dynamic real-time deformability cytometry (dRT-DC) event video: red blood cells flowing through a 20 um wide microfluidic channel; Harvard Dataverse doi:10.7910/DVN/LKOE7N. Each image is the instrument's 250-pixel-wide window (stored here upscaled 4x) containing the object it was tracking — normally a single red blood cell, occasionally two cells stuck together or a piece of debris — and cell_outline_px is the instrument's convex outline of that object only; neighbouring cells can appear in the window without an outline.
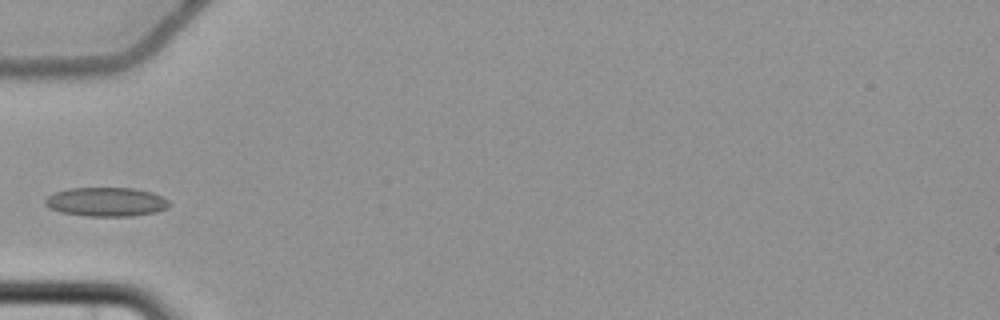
{"species": "common noctule bat (a hibernating species)", "species_latin": "Nyctalus noctula", "temperature_condition": "cold", "stored_images_in_passage": 6, "camera_frame_rate_fps": 3000, "um_per_image_px": 0.085, "animal": {"sex": "female", "body_mass_g": 22.7, "forearm_length_mm": 54.2}, "frame": {"image": 1, "passage_image": 4, "time_ms": 4.667, "image_size_px": [1000, 320], "cell_outline_px": [[168, 208], [156, 212], [132, 216], [84, 216], [60, 212], [48, 208], [44, 204], [44, 200], [48, 196], [56, 192], [68, 188], [136, 188], [152, 192], [168, 200]], "centroid_in_image_um": [9.0, 17.16], "position_along_channel_um": 76.0, "area_um2": 21.1}}
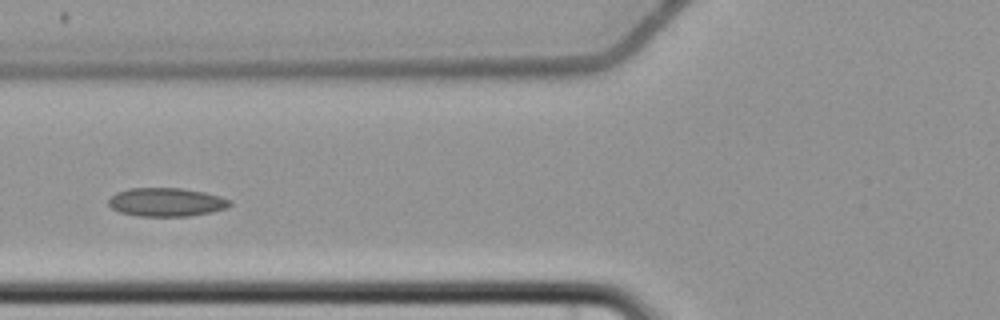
{"frame": {"image": 2, "passage_image": 5, "time_ms": 5.667, "image_size_px": [1000, 320], "cell_outline_px": [[232, 204], [228, 208], [212, 212], [188, 216], [140, 216], [120, 212], [112, 208], [108, 204], [108, 200], [116, 192], [128, 188], [184, 188], [204, 192], [220, 196], [232, 200]], "centroid_in_image_um": [14.17, 17.17], "position_along_channel_um": 111.6, "area_um2": 20.35}}
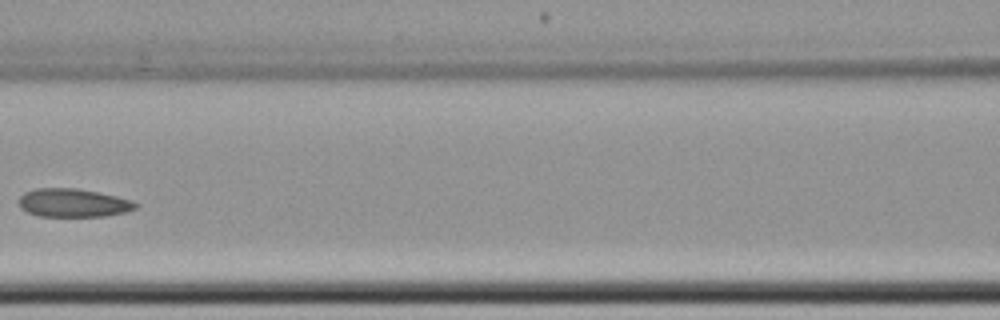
{"frame": {"image": 3, "passage_image": 6, "time_ms": 7.0, "image_size_px": [1000, 320], "cell_outline_px": [[140, 204], [136, 208], [124, 212], [104, 216], [40, 216], [28, 212], [20, 208], [16, 200], [24, 192], [36, 188], [76, 188], [116, 196], [132, 200]], "centroid_in_image_um": [6.18, 17.24], "position_along_channel_um": 160.4, "area_um2": 19.36}}